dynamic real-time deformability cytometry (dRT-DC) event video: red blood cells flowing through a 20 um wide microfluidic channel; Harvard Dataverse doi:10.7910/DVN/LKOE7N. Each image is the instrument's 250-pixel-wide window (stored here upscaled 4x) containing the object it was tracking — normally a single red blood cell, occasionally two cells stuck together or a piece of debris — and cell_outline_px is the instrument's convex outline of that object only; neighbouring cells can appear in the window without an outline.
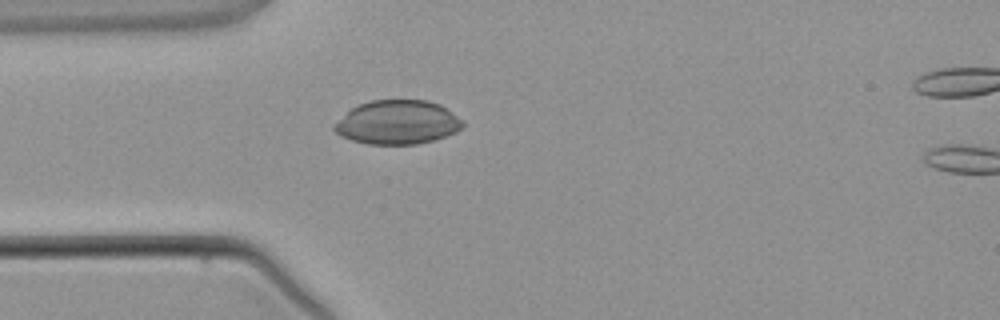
{"species": "common noctule bat (a hibernating species)", "species_latin": "Nyctalus noctula", "temperature_condition": "warm", "stored_images_in_passage": 2, "camera_frame_rate_fps": 3000, "um_per_image_px": 0.085, "animal": {"sex": "male", "body_mass_g": 21.5, "forearm_length_mm": 52.0}, "frame": {"image": 1, "passage_image": 1, "time_ms": 0.0, "image_size_px": [1000, 320], "cell_outline_px": [[464, 124], [456, 132], [436, 140], [416, 144], [368, 144], [352, 140], [340, 136], [332, 128], [332, 124], [352, 108], [360, 104], [372, 100], [424, 100], [440, 104], [464, 120]], "centroid_in_image_um": [33.79, 10.4], "position_along_channel_um": 51.2, "area_um2": 33.0}}